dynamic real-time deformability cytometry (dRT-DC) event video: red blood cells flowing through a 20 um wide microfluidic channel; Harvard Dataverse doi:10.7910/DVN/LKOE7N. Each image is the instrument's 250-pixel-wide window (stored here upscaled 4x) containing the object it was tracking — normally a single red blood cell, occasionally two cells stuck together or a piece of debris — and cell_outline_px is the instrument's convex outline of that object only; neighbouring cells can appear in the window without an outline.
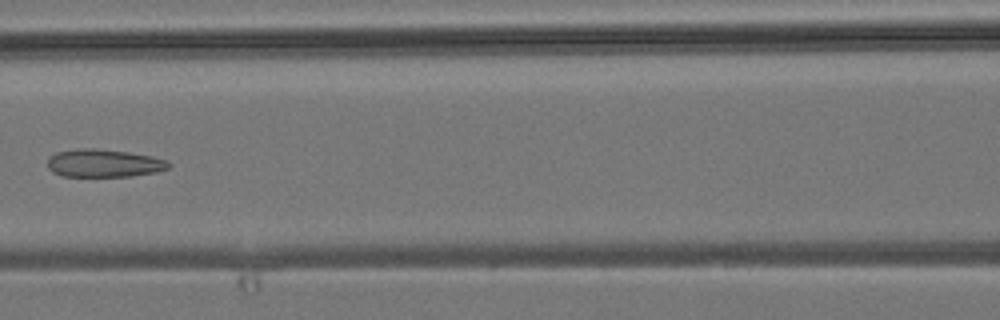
{"species": "common noctule bat (a hibernating species)", "species_latin": "Nyctalus noctula", "temperature_condition": "room temperature", "stored_images_in_passage": 8, "camera_frame_rate_fps": 3000, "um_per_image_px": 0.085, "animal": {"sex": "male", "body_mass_g": 19.2, "forearm_length_mm": 51.8}, "frame": {"image": 1, "passage_image": 7, "time_ms": 7.0, "image_size_px": [1000, 320], "cell_outline_px": [[172, 164], [168, 168], [156, 172], [132, 176], [64, 176], [52, 172], [48, 168], [48, 156], [56, 152], [84, 148], [92, 148], [128, 152], [152, 156], [168, 160]], "centroid_in_image_um": [8.84, 13.87], "position_along_channel_um": 157.8, "area_um2": 19.71}}
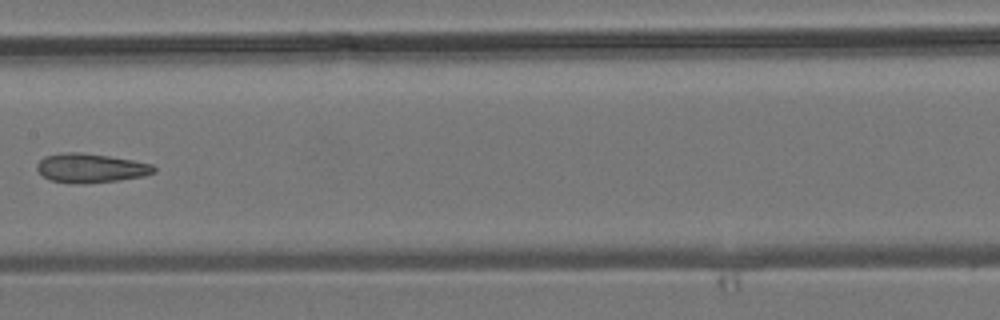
{"frame": {"image": 2, "passage_image": 8, "time_ms": 8.0, "image_size_px": [1000, 320], "cell_outline_px": [[156, 172], [144, 176], [120, 180], [80, 184], [76, 184], [52, 180], [44, 176], [36, 168], [36, 164], [44, 156], [64, 152], [80, 152], [108, 156], [132, 160], [152, 164], [156, 168]], "centroid_in_image_um": [7.72, 14.28], "position_along_channel_um": 199.7, "area_um2": 19.83}}